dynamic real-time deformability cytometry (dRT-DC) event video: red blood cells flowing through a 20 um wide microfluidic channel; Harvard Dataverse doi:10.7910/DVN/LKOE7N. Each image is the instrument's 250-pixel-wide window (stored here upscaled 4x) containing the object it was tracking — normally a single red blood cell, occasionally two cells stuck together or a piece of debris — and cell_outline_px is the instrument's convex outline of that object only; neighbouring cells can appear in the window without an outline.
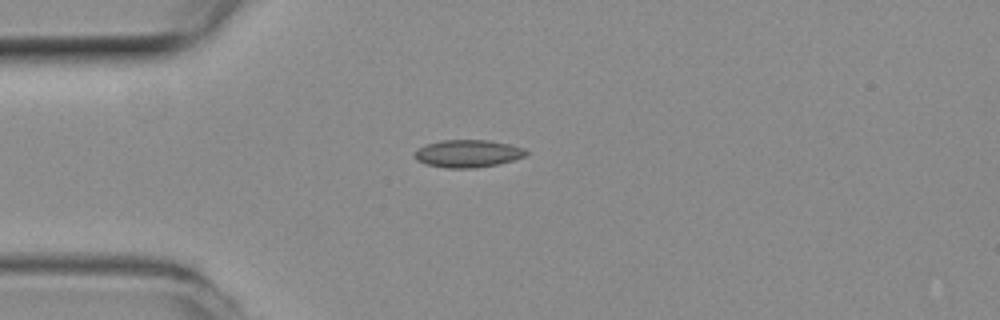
{"species": "common noctule bat (a hibernating species)", "species_latin": "Nyctalus noctula", "temperature_condition": "room temperature", "stored_images_in_passage": 40, "camera_frame_rate_fps": 3000, "um_per_image_px": 0.085, "animal": {"sex": "female", "body_mass_g": 19.3, "forearm_length_mm": 54.1}, "frame": {"image": 1, "passage_image": 1, "time_ms": 0.0, "image_size_px": [1000, 320], "cell_outline_px": [[528, 152], [524, 156], [500, 164], [476, 168], [444, 168], [424, 164], [416, 160], [412, 156], [416, 148], [440, 140], [488, 140], [508, 144], [524, 148]], "centroid_in_image_um": [39.7, 13.06], "position_along_channel_um": 45.3, "area_um2": 18.09}}
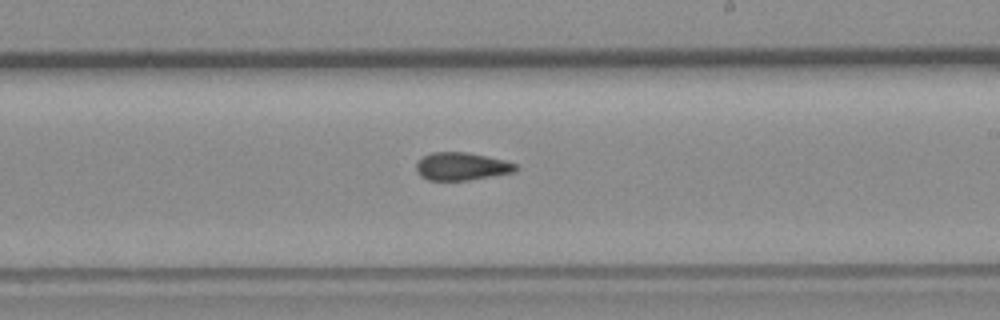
{"frame": {"image": 2, "passage_image": 18, "time_ms": 5.667, "image_size_px": [1000, 320], "cell_outline_px": [[520, 168], [516, 172], [468, 180], [428, 180], [420, 176], [416, 168], [416, 164], [424, 156], [432, 152], [468, 152], [504, 160], [516, 164]], "centroid_in_image_um": [39.27, 14.14], "position_along_channel_um": 249.7, "area_um2": 16.13}}
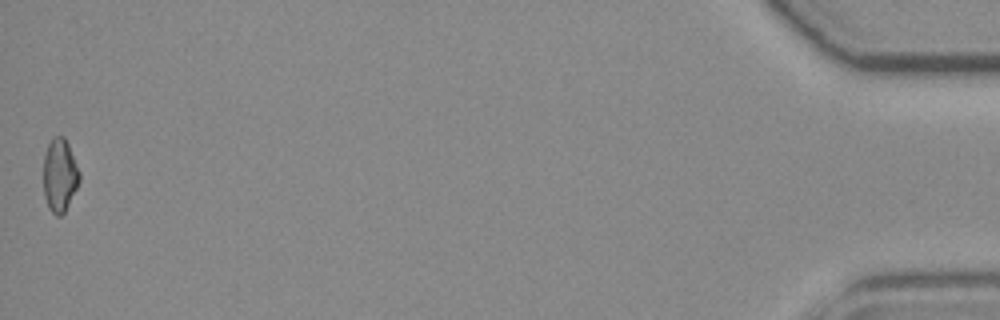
{"frame": {"image": 3, "passage_image": 40, "time_ms": 13.0, "image_size_px": [1000, 320], "cell_outline_px": [[80, 180], [64, 212], [60, 216], [56, 216], [48, 208], [44, 196], [44, 156], [48, 144], [52, 136], [64, 136], [68, 144], [80, 172]], "centroid_in_image_um": [5.07, 14.88], "position_along_channel_um": 430.1, "area_um2": 15.26}, "authors_computed_cell_mechanics": {"area_um2": 16.2129, "velocity_mm_per_s": 3.8847, "shape_relaxation_time_tau1_ms": null, "shape_relaxation_time_tau2_ms": 7.3264, "deformation_change_tau1": null, "deformation_change_tau2": 0.1171}}